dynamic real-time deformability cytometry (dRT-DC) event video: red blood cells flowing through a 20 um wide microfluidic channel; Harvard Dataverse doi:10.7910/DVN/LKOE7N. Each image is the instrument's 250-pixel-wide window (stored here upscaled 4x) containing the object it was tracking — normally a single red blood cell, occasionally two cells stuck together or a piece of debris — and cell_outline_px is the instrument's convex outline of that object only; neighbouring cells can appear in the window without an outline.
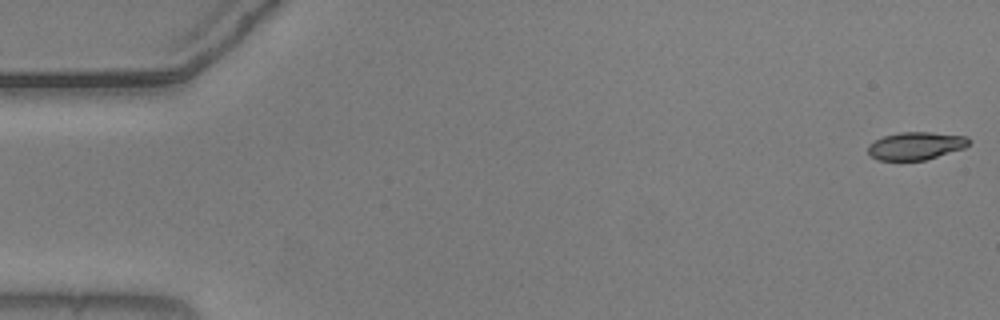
{"species": "common noctule bat (a hibernating species)", "species_latin": "Nyctalus noctula", "temperature_condition": "warm", "stored_images_in_passage": 55, "camera_frame_rate_fps": 3000, "um_per_image_px": 0.085, "animal": {"sex": "male", "body_mass_g": 20.5, "forearm_length_mm": 52.5}, "frame": {"image": 1, "passage_image": 1, "time_ms": 0.0, "image_size_px": [1000, 320], "cell_outline_px": [[972, 140], [964, 148], [924, 160], [876, 160], [868, 152], [868, 144], [884, 136], [900, 132], [932, 132], [968, 136]], "centroid_in_image_um": [77.86, 12.38], "position_along_channel_um": 7.1, "area_um2": 16.3}}
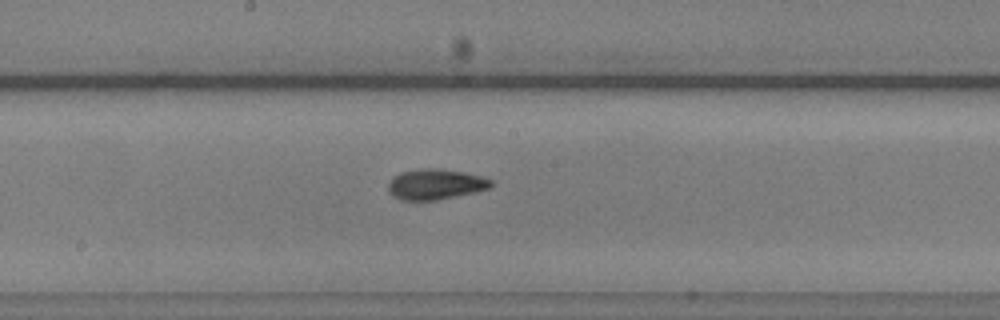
{"frame": {"image": 2, "passage_image": 29, "time_ms": 9.333, "image_size_px": [1000, 320], "cell_outline_px": [[492, 184], [488, 188], [476, 192], [436, 200], [400, 200], [392, 196], [388, 192], [388, 184], [400, 172], [424, 168], [440, 168], [464, 172], [480, 176], [492, 180]], "centroid_in_image_um": [37.0, 15.66], "position_along_channel_um": 211.2, "area_um2": 18.21}}
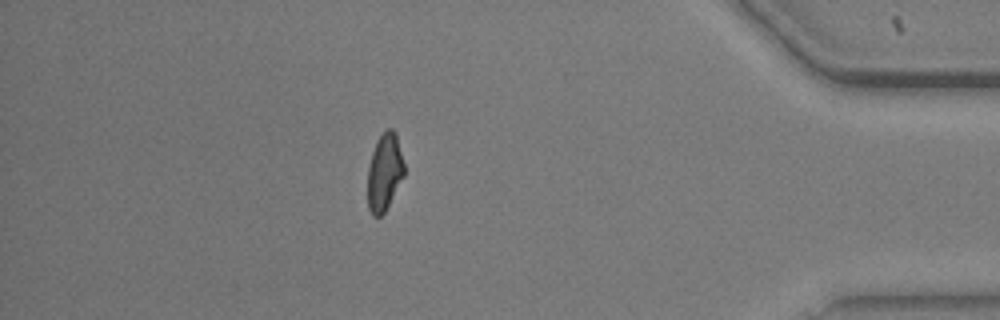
{"frame": {"image": 3, "passage_image": 48, "time_ms": 15.667, "image_size_px": [1000, 320], "cell_outline_px": [[404, 176], [384, 212], [380, 216], [372, 216], [368, 208], [368, 168], [372, 152], [376, 140], [388, 128], [392, 128], [396, 132], [404, 164]], "centroid_in_image_um": [32.68, 14.62], "position_along_channel_um": 402.5, "area_um2": 16.36}, "authors_computed_cell_mechanics": {"area_um2": 17.2822, "velocity_mm_per_s": 3.7018, "shape_relaxation_time_tau1_ms": 5.0955, "shape_relaxation_time_tau2_ms": 2.5386, "deformation_change_tau1": 0.1866, "deformation_change_tau2": 0.0888}}